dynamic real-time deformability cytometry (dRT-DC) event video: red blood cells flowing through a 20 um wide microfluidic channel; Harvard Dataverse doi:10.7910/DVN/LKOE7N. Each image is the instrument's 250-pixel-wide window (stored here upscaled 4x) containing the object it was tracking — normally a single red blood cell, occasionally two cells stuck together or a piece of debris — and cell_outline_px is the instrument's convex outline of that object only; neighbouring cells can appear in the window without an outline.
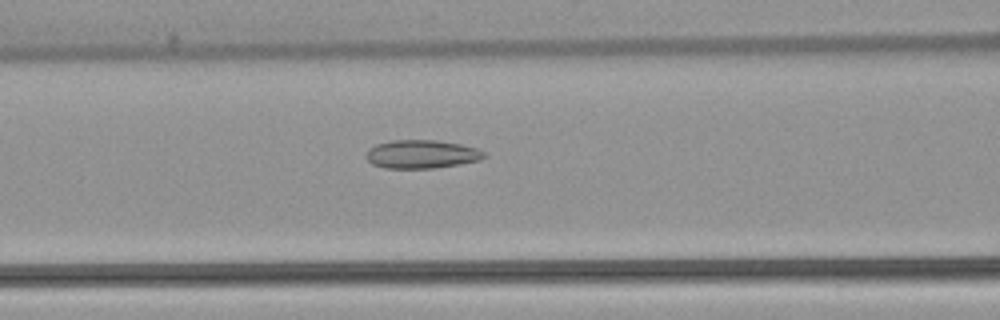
{"species": "common noctule bat (a hibernating species)", "species_latin": "Nyctalus noctula", "temperature_condition": "warm", "stored_images_in_passage": 53, "camera_frame_rate_fps": 3000, "um_per_image_px": 0.085, "animal": {"sex": "female", "body_mass_g": 22.7, "forearm_length_mm": 54.2}, "frame": {"image": 1, "passage_image": 22, "time_ms": 7.0, "image_size_px": [1000, 320], "cell_outline_px": [[488, 156], [480, 160], [460, 164], [432, 168], [384, 168], [372, 164], [364, 156], [368, 148], [376, 144], [392, 140], [436, 140], [460, 144], [476, 148], [484, 152]], "centroid_in_image_um": [35.81, 13.1], "position_along_channel_um": 130.8, "area_um2": 19.65}}
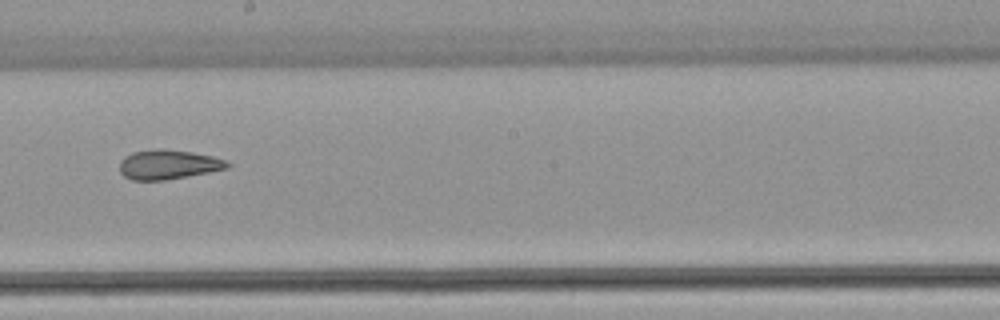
{"frame": {"image": 2, "passage_image": 30, "time_ms": 9.667, "image_size_px": [1000, 320], "cell_outline_px": [[232, 164], [228, 168], [188, 176], [164, 180], [132, 180], [124, 176], [120, 172], [120, 160], [124, 156], [132, 152], [156, 148], [160, 148], [192, 152], [212, 156], [224, 160]], "centroid_in_image_um": [14.27, 13.98], "position_along_channel_um": 233.9, "area_um2": 18.55}}
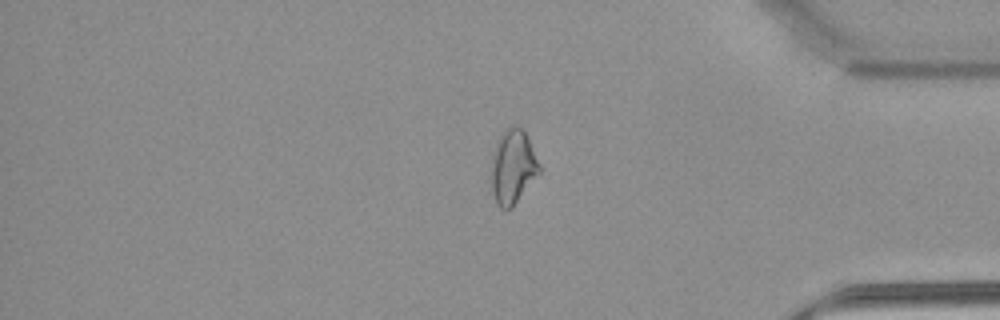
{"frame": {"image": 3, "passage_image": 44, "time_ms": 14.333, "image_size_px": [1000, 320], "cell_outline_px": [[540, 172], [512, 208], [500, 208], [492, 192], [492, 152], [504, 128], [520, 128], [524, 132], [540, 164]], "centroid_in_image_um": [43.59, 14.2], "position_along_channel_um": 391.6, "area_um2": 20.23}, "authors_computed_cell_mechanics": {"area_um2": 21.9062, "velocity_mm_per_s": 3.8725, "shape_relaxation_time_tau1_ms": null, "shape_relaxation_time_tau2_ms": 2.7935, "deformation_change_tau1": null, "deformation_change_tau2": 0.1002}}